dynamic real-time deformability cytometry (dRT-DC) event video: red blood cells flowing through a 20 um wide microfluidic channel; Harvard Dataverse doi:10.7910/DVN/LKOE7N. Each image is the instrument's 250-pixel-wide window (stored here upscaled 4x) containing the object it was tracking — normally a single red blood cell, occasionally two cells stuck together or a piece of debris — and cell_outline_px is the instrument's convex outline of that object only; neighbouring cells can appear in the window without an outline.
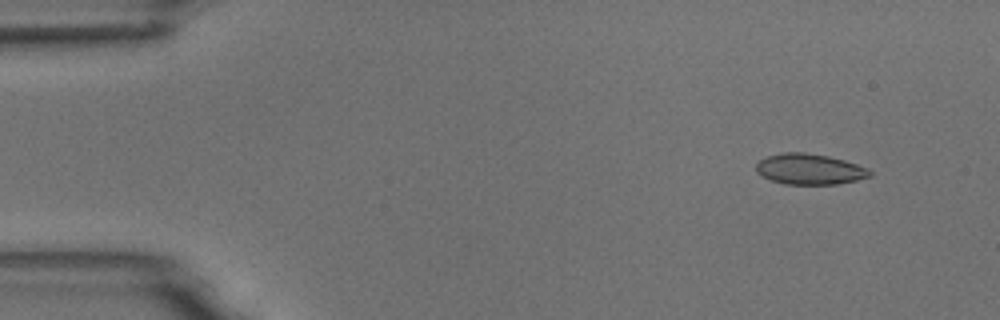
{"species": "common noctule bat (a hibernating species)", "species_latin": "Nyctalus noctula", "temperature_condition": "room temperature", "stored_images_in_passage": 3, "camera_frame_rate_fps": 3000, "um_per_image_px": 0.085, "animal": {"sex": "male", "body_mass_g": 18.8}, "frame": {"image": 1, "passage_image": 2, "time_ms": 1.0, "image_size_px": [1000, 320], "cell_outline_px": [[872, 176], [856, 180], [836, 184], [784, 184], [772, 180], [756, 172], [756, 164], [760, 160], [768, 156], [780, 152], [804, 152], [828, 156], [844, 160], [868, 168], [872, 172]], "centroid_in_image_um": [68.82, 14.37], "position_along_channel_um": 16.2, "area_um2": 20.29}}